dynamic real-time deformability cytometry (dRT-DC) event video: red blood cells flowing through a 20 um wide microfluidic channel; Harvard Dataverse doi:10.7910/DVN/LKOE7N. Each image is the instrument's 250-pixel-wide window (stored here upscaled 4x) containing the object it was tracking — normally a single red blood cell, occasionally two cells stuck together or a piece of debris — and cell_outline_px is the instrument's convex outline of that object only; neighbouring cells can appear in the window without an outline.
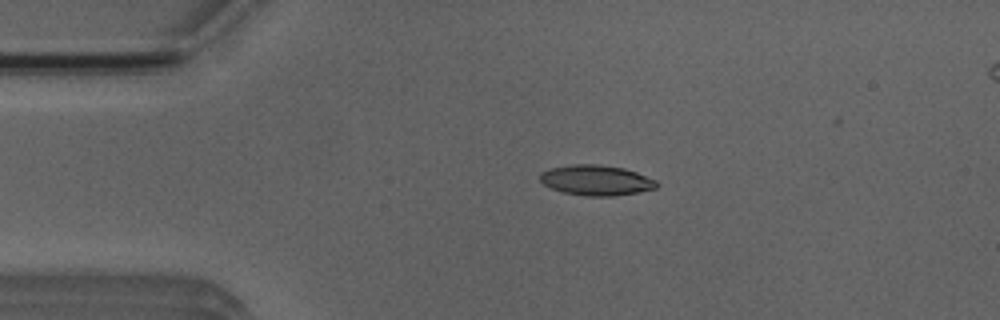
{"species": "Egyptian fruit bat (a non-hibernating species)", "species_latin": "Rousettus aegyptiacus", "temperature_condition": "room temperature", "stored_images_in_passage": 4, "camera_frame_rate_fps": 3000, "um_per_image_px": 0.085, "animal": {"sex": "male"}, "frame": {"image": 1, "passage_image": 2, "time_ms": 1.333, "image_size_px": [1000, 320], "cell_outline_px": [[660, 184], [656, 188], [636, 192], [612, 196], [588, 196], [564, 192], [552, 188], [544, 184], [540, 180], [540, 172], [548, 168], [572, 164], [596, 164], [624, 168], [636, 172], [656, 180]], "centroid_in_image_um": [50.67, 15.31], "position_along_channel_um": 34.3, "area_um2": 20.52}}